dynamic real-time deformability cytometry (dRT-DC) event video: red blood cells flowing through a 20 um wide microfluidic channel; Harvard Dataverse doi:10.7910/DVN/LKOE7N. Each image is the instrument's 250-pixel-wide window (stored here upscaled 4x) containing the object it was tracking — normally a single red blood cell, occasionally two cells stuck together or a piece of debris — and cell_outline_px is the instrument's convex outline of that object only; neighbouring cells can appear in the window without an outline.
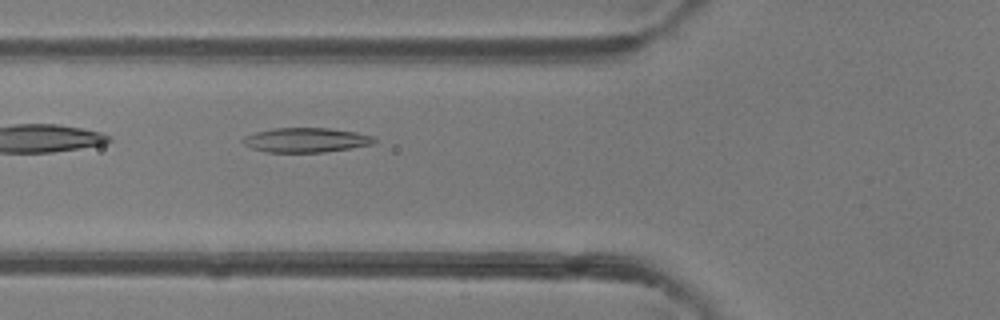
{"species": "common noctule bat (a hibernating species)", "species_latin": "Nyctalus noctula", "temperature_condition": "room temperature", "stored_images_in_passage": 36, "camera_frame_rate_fps": 3000, "um_per_image_px": 0.085, "animal": {"sex": "female"}, "frame": {"image": 1, "passage_image": 6, "time_ms": 1.667, "image_size_px": [1000, 320], "cell_outline_px": [[376, 144], [324, 152], [264, 152], [252, 148], [244, 144], [240, 140], [244, 136], [256, 132], [272, 128], [328, 128], [356, 132], [372, 136], [376, 140]], "centroid_in_image_um": [26.0, 11.9], "position_along_channel_um": 99.8, "area_um2": 18.84}}
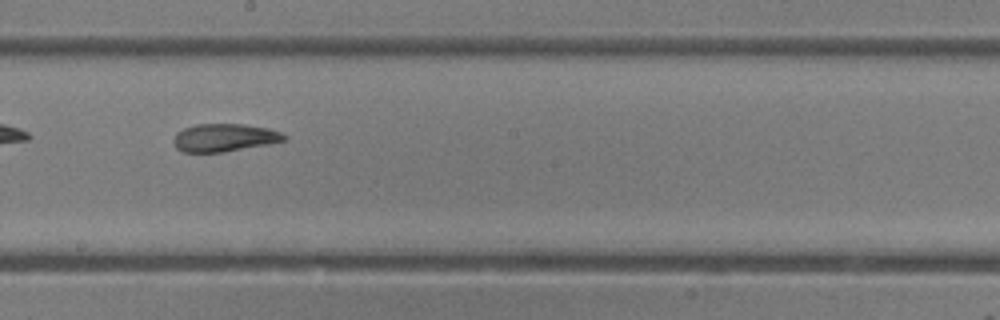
{"frame": {"image": 2, "passage_image": 15, "time_ms": 4.667, "image_size_px": [1000, 320], "cell_outline_px": [[288, 136], [284, 140], [268, 144], [224, 152], [180, 152], [176, 148], [172, 140], [176, 132], [184, 128], [196, 124], [244, 124], [268, 128], [280, 132]], "centroid_in_image_um": [19.03, 11.7], "position_along_channel_um": 229.2, "area_um2": 18.03}}
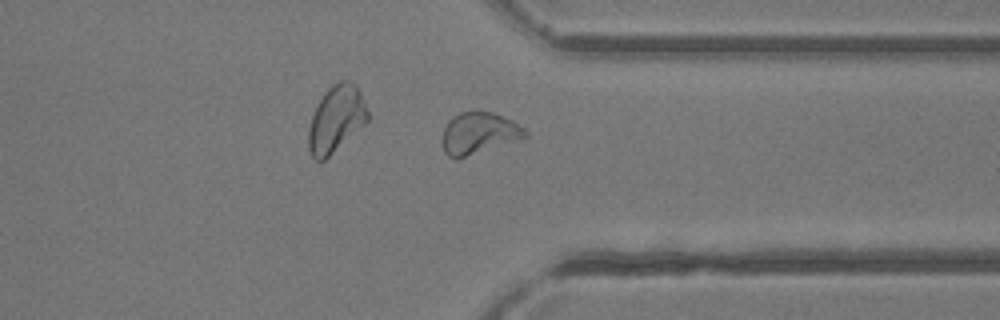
{"frame": {"image": 3, "passage_image": 25, "time_ms": 8.0, "image_size_px": [1000, 320], "cell_outline_px": [[528, 136], [456, 160], [448, 156], [444, 152], [444, 128], [448, 120], [452, 116], [460, 112], [476, 108], [492, 112], [512, 120], [524, 128], [528, 132]], "centroid_in_image_um": [40.69, 11.28], "position_along_channel_um": 370.7, "area_um2": 20.29}, "authors_computed_cell_mechanics": {"area_um2": 19.2185, "velocity_mm_per_s": 4.3055, "shape_relaxation_time_tau1_ms": 5.2823, "shape_relaxation_time_tau2_ms": 2.3507, "deformation_change_tau1": 0.1655, "deformation_change_tau2": 0.0881}}